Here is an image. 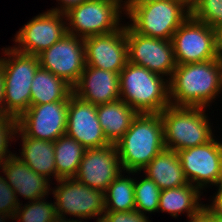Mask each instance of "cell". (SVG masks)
Returning a JSON list of instances; mask_svg holds the SVG:
<instances>
[{"instance_id":"obj_16","label":"cell","mask_w":222,"mask_h":222,"mask_svg":"<svg viewBox=\"0 0 222 222\" xmlns=\"http://www.w3.org/2000/svg\"><path fill=\"white\" fill-rule=\"evenodd\" d=\"M86 65L120 73L128 62L126 24L119 30L84 38Z\"/></svg>"},{"instance_id":"obj_8","label":"cell","mask_w":222,"mask_h":222,"mask_svg":"<svg viewBox=\"0 0 222 222\" xmlns=\"http://www.w3.org/2000/svg\"><path fill=\"white\" fill-rule=\"evenodd\" d=\"M57 183L51 190L57 217L66 219L65 215H72L81 222L82 219L103 218L106 212L104 191L92 189L75 178L59 179Z\"/></svg>"},{"instance_id":"obj_40","label":"cell","mask_w":222,"mask_h":222,"mask_svg":"<svg viewBox=\"0 0 222 222\" xmlns=\"http://www.w3.org/2000/svg\"><path fill=\"white\" fill-rule=\"evenodd\" d=\"M71 218H69V219H65V218H60V217H56L52 222H81V221H79L78 219L76 220V219H72V220H70ZM85 222V221H84Z\"/></svg>"},{"instance_id":"obj_43","label":"cell","mask_w":222,"mask_h":222,"mask_svg":"<svg viewBox=\"0 0 222 222\" xmlns=\"http://www.w3.org/2000/svg\"><path fill=\"white\" fill-rule=\"evenodd\" d=\"M96 222H104V220H103V219H100V220H96Z\"/></svg>"},{"instance_id":"obj_6","label":"cell","mask_w":222,"mask_h":222,"mask_svg":"<svg viewBox=\"0 0 222 222\" xmlns=\"http://www.w3.org/2000/svg\"><path fill=\"white\" fill-rule=\"evenodd\" d=\"M128 25L138 34L172 40L190 16V0H158L141 4L128 15Z\"/></svg>"},{"instance_id":"obj_29","label":"cell","mask_w":222,"mask_h":222,"mask_svg":"<svg viewBox=\"0 0 222 222\" xmlns=\"http://www.w3.org/2000/svg\"><path fill=\"white\" fill-rule=\"evenodd\" d=\"M190 16L215 28L222 24V0H190Z\"/></svg>"},{"instance_id":"obj_20","label":"cell","mask_w":222,"mask_h":222,"mask_svg":"<svg viewBox=\"0 0 222 222\" xmlns=\"http://www.w3.org/2000/svg\"><path fill=\"white\" fill-rule=\"evenodd\" d=\"M15 137H21L22 141L21 152H19L20 156L17 155V157H19L36 173L46 177L49 180L54 176L57 181V171L54 158V142L30 138L26 136L18 127L16 129Z\"/></svg>"},{"instance_id":"obj_4","label":"cell","mask_w":222,"mask_h":222,"mask_svg":"<svg viewBox=\"0 0 222 222\" xmlns=\"http://www.w3.org/2000/svg\"><path fill=\"white\" fill-rule=\"evenodd\" d=\"M205 112L202 107H166L160 113L165 148L178 151L211 141L215 136Z\"/></svg>"},{"instance_id":"obj_19","label":"cell","mask_w":222,"mask_h":222,"mask_svg":"<svg viewBox=\"0 0 222 222\" xmlns=\"http://www.w3.org/2000/svg\"><path fill=\"white\" fill-rule=\"evenodd\" d=\"M73 94L94 105L119 100V73L86 65Z\"/></svg>"},{"instance_id":"obj_42","label":"cell","mask_w":222,"mask_h":222,"mask_svg":"<svg viewBox=\"0 0 222 222\" xmlns=\"http://www.w3.org/2000/svg\"><path fill=\"white\" fill-rule=\"evenodd\" d=\"M218 187L222 188V177H221L220 183L218 184Z\"/></svg>"},{"instance_id":"obj_25","label":"cell","mask_w":222,"mask_h":222,"mask_svg":"<svg viewBox=\"0 0 222 222\" xmlns=\"http://www.w3.org/2000/svg\"><path fill=\"white\" fill-rule=\"evenodd\" d=\"M54 150L57 180L74 178L86 148L77 140L64 134L54 141Z\"/></svg>"},{"instance_id":"obj_26","label":"cell","mask_w":222,"mask_h":222,"mask_svg":"<svg viewBox=\"0 0 222 222\" xmlns=\"http://www.w3.org/2000/svg\"><path fill=\"white\" fill-rule=\"evenodd\" d=\"M121 173L107 187L105 191L106 211H131L135 210L134 180L137 178Z\"/></svg>"},{"instance_id":"obj_15","label":"cell","mask_w":222,"mask_h":222,"mask_svg":"<svg viewBox=\"0 0 222 222\" xmlns=\"http://www.w3.org/2000/svg\"><path fill=\"white\" fill-rule=\"evenodd\" d=\"M115 144L86 149L75 179L92 189L106 191L122 172Z\"/></svg>"},{"instance_id":"obj_3","label":"cell","mask_w":222,"mask_h":222,"mask_svg":"<svg viewBox=\"0 0 222 222\" xmlns=\"http://www.w3.org/2000/svg\"><path fill=\"white\" fill-rule=\"evenodd\" d=\"M119 90L120 99L138 114L161 113L171 105L169 80L130 62L119 73Z\"/></svg>"},{"instance_id":"obj_32","label":"cell","mask_w":222,"mask_h":222,"mask_svg":"<svg viewBox=\"0 0 222 222\" xmlns=\"http://www.w3.org/2000/svg\"><path fill=\"white\" fill-rule=\"evenodd\" d=\"M102 219L104 222H151L146 214H142L138 210L106 211Z\"/></svg>"},{"instance_id":"obj_11","label":"cell","mask_w":222,"mask_h":222,"mask_svg":"<svg viewBox=\"0 0 222 222\" xmlns=\"http://www.w3.org/2000/svg\"><path fill=\"white\" fill-rule=\"evenodd\" d=\"M65 21V13L51 10L34 16L15 34L13 48L20 53L39 55L68 33Z\"/></svg>"},{"instance_id":"obj_10","label":"cell","mask_w":222,"mask_h":222,"mask_svg":"<svg viewBox=\"0 0 222 222\" xmlns=\"http://www.w3.org/2000/svg\"><path fill=\"white\" fill-rule=\"evenodd\" d=\"M126 40L128 62L145 67L163 77L167 76L170 80L177 66L171 40L140 35L127 23Z\"/></svg>"},{"instance_id":"obj_36","label":"cell","mask_w":222,"mask_h":222,"mask_svg":"<svg viewBox=\"0 0 222 222\" xmlns=\"http://www.w3.org/2000/svg\"><path fill=\"white\" fill-rule=\"evenodd\" d=\"M10 116L7 114L4 104V69L0 62V117Z\"/></svg>"},{"instance_id":"obj_24","label":"cell","mask_w":222,"mask_h":222,"mask_svg":"<svg viewBox=\"0 0 222 222\" xmlns=\"http://www.w3.org/2000/svg\"><path fill=\"white\" fill-rule=\"evenodd\" d=\"M72 93L68 83L40 66L32 80L30 105L69 101Z\"/></svg>"},{"instance_id":"obj_1","label":"cell","mask_w":222,"mask_h":222,"mask_svg":"<svg viewBox=\"0 0 222 222\" xmlns=\"http://www.w3.org/2000/svg\"><path fill=\"white\" fill-rule=\"evenodd\" d=\"M221 93L218 59L177 64L169 80V98L172 106L207 109Z\"/></svg>"},{"instance_id":"obj_5","label":"cell","mask_w":222,"mask_h":222,"mask_svg":"<svg viewBox=\"0 0 222 222\" xmlns=\"http://www.w3.org/2000/svg\"><path fill=\"white\" fill-rule=\"evenodd\" d=\"M0 57L4 69V104L8 115L18 119L29 107L31 85L40 67L37 55L16 51L12 46L4 47Z\"/></svg>"},{"instance_id":"obj_18","label":"cell","mask_w":222,"mask_h":222,"mask_svg":"<svg viewBox=\"0 0 222 222\" xmlns=\"http://www.w3.org/2000/svg\"><path fill=\"white\" fill-rule=\"evenodd\" d=\"M0 169L9 186L15 191L18 201V195L29 202L43 199L48 197L52 190L49 179L32 170L15 153L0 164Z\"/></svg>"},{"instance_id":"obj_39","label":"cell","mask_w":222,"mask_h":222,"mask_svg":"<svg viewBox=\"0 0 222 222\" xmlns=\"http://www.w3.org/2000/svg\"><path fill=\"white\" fill-rule=\"evenodd\" d=\"M207 222H222V218L214 215V214L207 208Z\"/></svg>"},{"instance_id":"obj_31","label":"cell","mask_w":222,"mask_h":222,"mask_svg":"<svg viewBox=\"0 0 222 222\" xmlns=\"http://www.w3.org/2000/svg\"><path fill=\"white\" fill-rule=\"evenodd\" d=\"M17 129V119L12 116L0 117V164L12 156L9 150V145L15 140V133ZM11 140V143H10Z\"/></svg>"},{"instance_id":"obj_14","label":"cell","mask_w":222,"mask_h":222,"mask_svg":"<svg viewBox=\"0 0 222 222\" xmlns=\"http://www.w3.org/2000/svg\"><path fill=\"white\" fill-rule=\"evenodd\" d=\"M68 101L30 107L17 119V127L28 137L56 141L66 133Z\"/></svg>"},{"instance_id":"obj_21","label":"cell","mask_w":222,"mask_h":222,"mask_svg":"<svg viewBox=\"0 0 222 222\" xmlns=\"http://www.w3.org/2000/svg\"><path fill=\"white\" fill-rule=\"evenodd\" d=\"M153 180L160 190L177 188L189 184L185 177L177 151L164 149L141 170Z\"/></svg>"},{"instance_id":"obj_28","label":"cell","mask_w":222,"mask_h":222,"mask_svg":"<svg viewBox=\"0 0 222 222\" xmlns=\"http://www.w3.org/2000/svg\"><path fill=\"white\" fill-rule=\"evenodd\" d=\"M45 200L43 198L31 202L28 201L24 205L20 204L12 218V222L13 219L18 220V222H52L57 217L55 203Z\"/></svg>"},{"instance_id":"obj_9","label":"cell","mask_w":222,"mask_h":222,"mask_svg":"<svg viewBox=\"0 0 222 222\" xmlns=\"http://www.w3.org/2000/svg\"><path fill=\"white\" fill-rule=\"evenodd\" d=\"M177 155L190 184L201 191L210 185L218 187L222 177V141L214 137L207 143L178 150Z\"/></svg>"},{"instance_id":"obj_38","label":"cell","mask_w":222,"mask_h":222,"mask_svg":"<svg viewBox=\"0 0 222 222\" xmlns=\"http://www.w3.org/2000/svg\"><path fill=\"white\" fill-rule=\"evenodd\" d=\"M188 222H207V207L204 205L203 209L192 217L188 218Z\"/></svg>"},{"instance_id":"obj_30","label":"cell","mask_w":222,"mask_h":222,"mask_svg":"<svg viewBox=\"0 0 222 222\" xmlns=\"http://www.w3.org/2000/svg\"><path fill=\"white\" fill-rule=\"evenodd\" d=\"M19 205L20 201L15 191L9 186L5 177L0 175V222L12 220Z\"/></svg>"},{"instance_id":"obj_23","label":"cell","mask_w":222,"mask_h":222,"mask_svg":"<svg viewBox=\"0 0 222 222\" xmlns=\"http://www.w3.org/2000/svg\"><path fill=\"white\" fill-rule=\"evenodd\" d=\"M203 192L192 184L161 190L158 211L167 212L177 218L185 212L187 218L197 215L204 207L201 201Z\"/></svg>"},{"instance_id":"obj_41","label":"cell","mask_w":222,"mask_h":222,"mask_svg":"<svg viewBox=\"0 0 222 222\" xmlns=\"http://www.w3.org/2000/svg\"><path fill=\"white\" fill-rule=\"evenodd\" d=\"M218 63L220 66V71H221V87H222V58H218Z\"/></svg>"},{"instance_id":"obj_7","label":"cell","mask_w":222,"mask_h":222,"mask_svg":"<svg viewBox=\"0 0 222 222\" xmlns=\"http://www.w3.org/2000/svg\"><path fill=\"white\" fill-rule=\"evenodd\" d=\"M122 8L119 0H87L65 12L68 34L86 38L121 29Z\"/></svg>"},{"instance_id":"obj_33","label":"cell","mask_w":222,"mask_h":222,"mask_svg":"<svg viewBox=\"0 0 222 222\" xmlns=\"http://www.w3.org/2000/svg\"><path fill=\"white\" fill-rule=\"evenodd\" d=\"M217 193L213 196L212 203L205 206L216 216L222 218V188H217Z\"/></svg>"},{"instance_id":"obj_2","label":"cell","mask_w":222,"mask_h":222,"mask_svg":"<svg viewBox=\"0 0 222 222\" xmlns=\"http://www.w3.org/2000/svg\"><path fill=\"white\" fill-rule=\"evenodd\" d=\"M115 145L124 173L128 176L140 174L141 170L165 149L160 113L138 114Z\"/></svg>"},{"instance_id":"obj_17","label":"cell","mask_w":222,"mask_h":222,"mask_svg":"<svg viewBox=\"0 0 222 222\" xmlns=\"http://www.w3.org/2000/svg\"><path fill=\"white\" fill-rule=\"evenodd\" d=\"M66 135L77 140L86 149L110 144L99 123L96 105L83 101L73 93L68 101Z\"/></svg>"},{"instance_id":"obj_13","label":"cell","mask_w":222,"mask_h":222,"mask_svg":"<svg viewBox=\"0 0 222 222\" xmlns=\"http://www.w3.org/2000/svg\"><path fill=\"white\" fill-rule=\"evenodd\" d=\"M171 41L177 64L218 59L214 29L191 16L175 31Z\"/></svg>"},{"instance_id":"obj_34","label":"cell","mask_w":222,"mask_h":222,"mask_svg":"<svg viewBox=\"0 0 222 222\" xmlns=\"http://www.w3.org/2000/svg\"><path fill=\"white\" fill-rule=\"evenodd\" d=\"M153 1H158V0H125V1L119 0L122 11L124 14H126V16L137 6H139L141 4L153 2Z\"/></svg>"},{"instance_id":"obj_12","label":"cell","mask_w":222,"mask_h":222,"mask_svg":"<svg viewBox=\"0 0 222 222\" xmlns=\"http://www.w3.org/2000/svg\"><path fill=\"white\" fill-rule=\"evenodd\" d=\"M37 56L43 69L62 78L73 88L86 67L84 38L67 33Z\"/></svg>"},{"instance_id":"obj_27","label":"cell","mask_w":222,"mask_h":222,"mask_svg":"<svg viewBox=\"0 0 222 222\" xmlns=\"http://www.w3.org/2000/svg\"><path fill=\"white\" fill-rule=\"evenodd\" d=\"M160 193L158 185L146 176L134 180L135 210L142 214L158 212Z\"/></svg>"},{"instance_id":"obj_22","label":"cell","mask_w":222,"mask_h":222,"mask_svg":"<svg viewBox=\"0 0 222 222\" xmlns=\"http://www.w3.org/2000/svg\"><path fill=\"white\" fill-rule=\"evenodd\" d=\"M103 134L109 143H117L132 124L138 113L121 99L96 105Z\"/></svg>"},{"instance_id":"obj_37","label":"cell","mask_w":222,"mask_h":222,"mask_svg":"<svg viewBox=\"0 0 222 222\" xmlns=\"http://www.w3.org/2000/svg\"><path fill=\"white\" fill-rule=\"evenodd\" d=\"M214 29L215 47L218 58H222V24L217 25Z\"/></svg>"},{"instance_id":"obj_35","label":"cell","mask_w":222,"mask_h":222,"mask_svg":"<svg viewBox=\"0 0 222 222\" xmlns=\"http://www.w3.org/2000/svg\"><path fill=\"white\" fill-rule=\"evenodd\" d=\"M60 2V6L58 5L55 8L49 9L51 11H57L60 13L67 12L71 7H74L76 5H80L81 3L87 1V0H57V2Z\"/></svg>"}]
</instances>
